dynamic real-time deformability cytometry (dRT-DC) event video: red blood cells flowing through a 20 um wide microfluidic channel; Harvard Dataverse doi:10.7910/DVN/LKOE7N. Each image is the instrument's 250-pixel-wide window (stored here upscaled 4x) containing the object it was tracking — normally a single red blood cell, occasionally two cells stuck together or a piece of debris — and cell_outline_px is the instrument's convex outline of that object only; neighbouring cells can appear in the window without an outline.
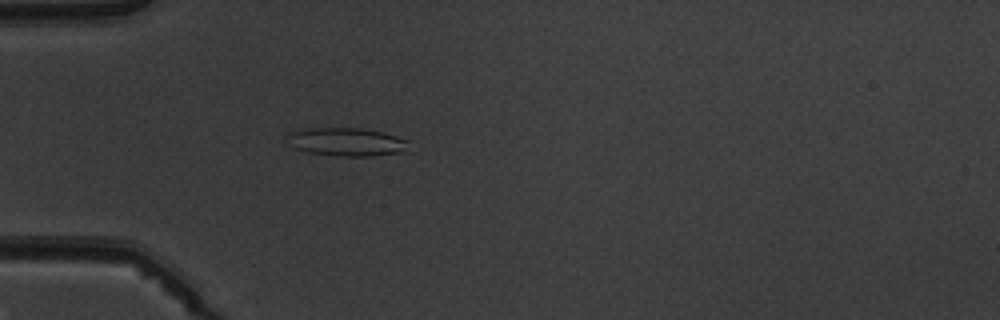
{"species": "common noctule bat (a hibernating species)", "species_latin": "Nyctalus noctula", "temperature_condition": "warm", "stored_images_in_passage": 4, "camera_frame_rate_fps": 3000, "um_per_image_px": 0.085, "animal": {"sex": "male", "body_mass_g": 19.5, "forearm_length_mm": 54.6}, "frame": {"image": 1, "passage_image": 4, "time_ms": 4.333, "image_size_px": [1000, 320], "cell_outline_px": [[408, 140], [396, 152], [372, 156], [336, 156], [308, 152], [296, 148], [288, 136], [288, 132], [308, 128], [360, 128], [384, 132]], "centroid_in_image_um": [29.39, 12.04], "position_along_channel_um": 55.6, "area_um2": 19.31}}